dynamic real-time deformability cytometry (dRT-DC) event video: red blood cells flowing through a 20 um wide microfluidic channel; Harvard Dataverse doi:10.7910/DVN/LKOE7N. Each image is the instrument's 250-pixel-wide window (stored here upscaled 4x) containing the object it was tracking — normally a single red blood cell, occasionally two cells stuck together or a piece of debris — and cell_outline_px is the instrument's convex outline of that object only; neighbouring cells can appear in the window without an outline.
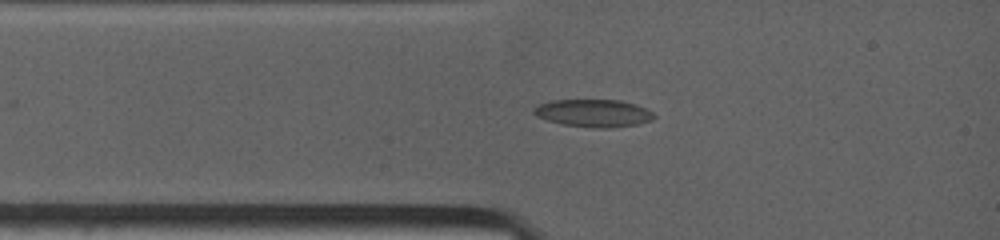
{"species": "common noctule bat (a hibernating species)", "species_latin": "Nyctalus noctula", "temperature_condition": "warm", "stored_images_in_passage": 3, "camera_frame_rate_fps": 4500, "um_per_image_px": 0.085, "animal": {"sex": "female", "body_mass_g": 19.0, "forearm_length_mm": 53.3}, "frame": {"image": 1, "passage_image": 2, "time_ms": 0.889, "image_size_px": [1000, 240], "cell_outline_px": [[656, 116], [652, 120], [636, 124], [608, 128], [596, 128], [564, 124], [548, 120], [536, 116], [532, 112], [532, 108], [540, 104], [552, 100], [620, 100], [636, 104], [652, 112]], "centroid_in_image_um": [50.44, 9.61], "position_along_channel_um": 34.6, "area_um2": 19.19}}